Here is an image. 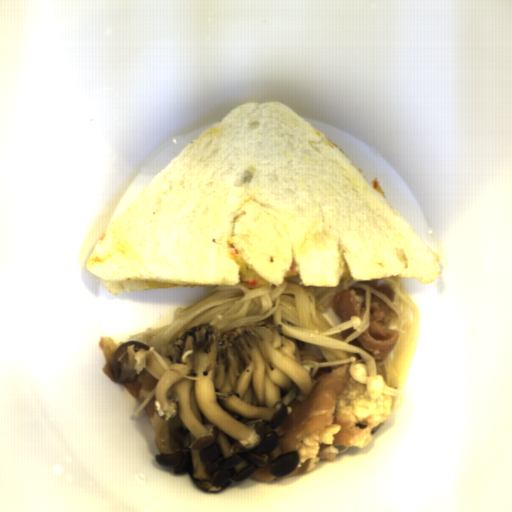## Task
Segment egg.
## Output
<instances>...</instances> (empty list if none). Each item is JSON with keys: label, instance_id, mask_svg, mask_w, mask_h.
Returning <instances> with one entry per match:
<instances>
[{"label": "egg", "instance_id": "1", "mask_svg": "<svg viewBox=\"0 0 512 512\" xmlns=\"http://www.w3.org/2000/svg\"><path fill=\"white\" fill-rule=\"evenodd\" d=\"M235 263L238 265L239 269V277L238 281L241 282L243 285L246 280L247 281H256L258 282L256 286H252L249 288H263L268 285V281H266L264 278L259 276L257 273H255L253 270H251L248 265L245 263V261L242 259V257H233ZM246 286V285H245ZM248 287V286H247Z\"/></svg>", "mask_w": 512, "mask_h": 512}, {"label": "egg", "instance_id": "2", "mask_svg": "<svg viewBox=\"0 0 512 512\" xmlns=\"http://www.w3.org/2000/svg\"><path fill=\"white\" fill-rule=\"evenodd\" d=\"M349 278H351V276H350L348 267H347L345 261L343 260L342 273H341L340 279L341 280H348Z\"/></svg>", "mask_w": 512, "mask_h": 512}, {"label": "egg", "instance_id": "3", "mask_svg": "<svg viewBox=\"0 0 512 512\" xmlns=\"http://www.w3.org/2000/svg\"><path fill=\"white\" fill-rule=\"evenodd\" d=\"M300 275V272H297L295 270H288L287 273L285 274L284 278H291V277H295V276H298Z\"/></svg>", "mask_w": 512, "mask_h": 512}, {"label": "egg", "instance_id": "4", "mask_svg": "<svg viewBox=\"0 0 512 512\" xmlns=\"http://www.w3.org/2000/svg\"><path fill=\"white\" fill-rule=\"evenodd\" d=\"M375 191H376V192L379 194V196L384 200V198H385V194H384V192H383V190H382L381 186H379V185L377 184V188H376V190H375Z\"/></svg>", "mask_w": 512, "mask_h": 512}]
</instances>
